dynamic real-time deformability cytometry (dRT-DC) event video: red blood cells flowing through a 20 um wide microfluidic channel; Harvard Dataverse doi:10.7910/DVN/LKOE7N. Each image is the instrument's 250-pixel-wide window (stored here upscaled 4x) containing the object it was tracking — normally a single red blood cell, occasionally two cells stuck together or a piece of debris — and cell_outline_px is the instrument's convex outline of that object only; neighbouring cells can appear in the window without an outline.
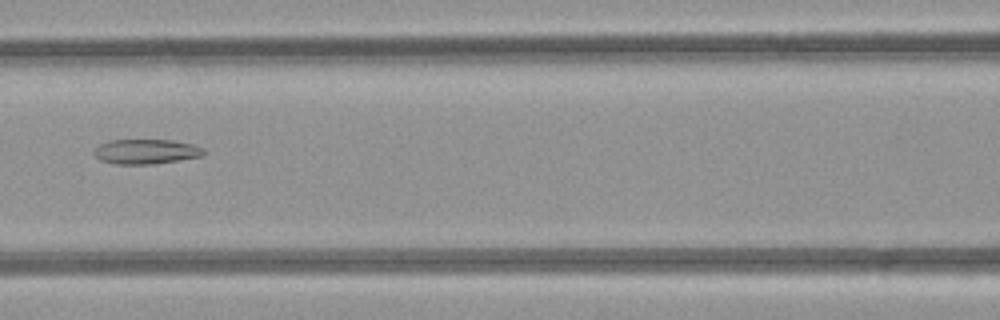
{"species": "common noctule bat (a hibernating species)", "species_latin": "Nyctalus noctula", "temperature_condition": "room temperature", "stored_images_in_passage": 5, "camera_frame_rate_fps": 3000, "um_per_image_px": 0.085, "animal": {"sex": "female", "body_mass_g": 21.9}, "frame": {"image": 1, "passage_image": 4, "time_ms": 4.333, "image_size_px": [1000, 320], "cell_outline_px": [[208, 152], [204, 156], [152, 164], [116, 164], [100, 160], [92, 152], [100, 144], [108, 140], [172, 140], [192, 144], [204, 148]], "centroid_in_image_um": [12.45, 12.88], "position_along_channel_um": 154.2, "area_um2": 15.95}}
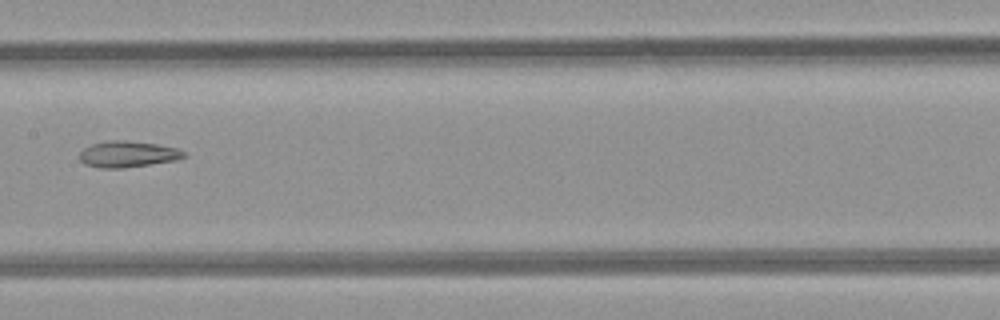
{"frame": {"image": 2, "passage_image": 5, "time_ms": 5.333, "image_size_px": [1000, 320], "cell_outline_px": [[188, 156], [176, 160], [124, 168], [100, 168], [84, 164], [80, 160], [80, 152], [84, 148], [92, 144], [108, 140], [124, 140], [156, 144], [176, 148], [184, 152]], "centroid_in_image_um": [10.85, 13.11], "position_along_channel_um": 196.6, "area_um2": 15.9}}